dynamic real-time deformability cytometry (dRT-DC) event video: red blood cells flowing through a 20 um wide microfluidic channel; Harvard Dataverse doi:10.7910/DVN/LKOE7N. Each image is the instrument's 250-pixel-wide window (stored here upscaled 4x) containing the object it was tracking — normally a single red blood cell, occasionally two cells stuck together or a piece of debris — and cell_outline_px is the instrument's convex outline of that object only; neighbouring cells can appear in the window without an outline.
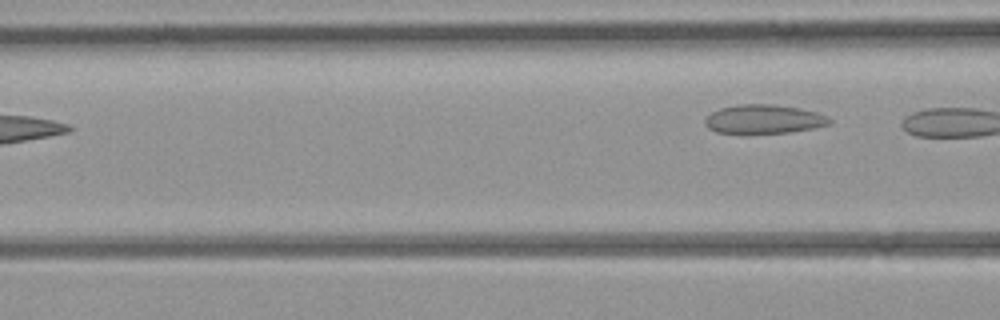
{"species": "common noctule bat (a hibernating species)", "species_latin": "Nyctalus noctula", "temperature_condition": "room temperature", "stored_images_in_passage": 5, "segment_of_instrument_passage": [2, 2], "camera_frame_rate_fps": 3000, "um_per_image_px": 0.085, "animal": {"sex": "female", "body_mass_g": 21.9}, "frame": {"image": 1, "passage_image": 5, "time_ms": 4.667, "image_size_px": [1000, 320], "cell_outline_px": [[832, 124], [816, 128], [788, 132], [716, 132], [708, 128], [704, 124], [704, 120], [712, 112], [720, 108], [736, 104], [776, 104], [800, 108], [816, 112], [828, 116], [832, 120]], "centroid_in_image_um": [64.97, 10.11], "position_along_channel_um": 101.6, "area_um2": 20.92}}